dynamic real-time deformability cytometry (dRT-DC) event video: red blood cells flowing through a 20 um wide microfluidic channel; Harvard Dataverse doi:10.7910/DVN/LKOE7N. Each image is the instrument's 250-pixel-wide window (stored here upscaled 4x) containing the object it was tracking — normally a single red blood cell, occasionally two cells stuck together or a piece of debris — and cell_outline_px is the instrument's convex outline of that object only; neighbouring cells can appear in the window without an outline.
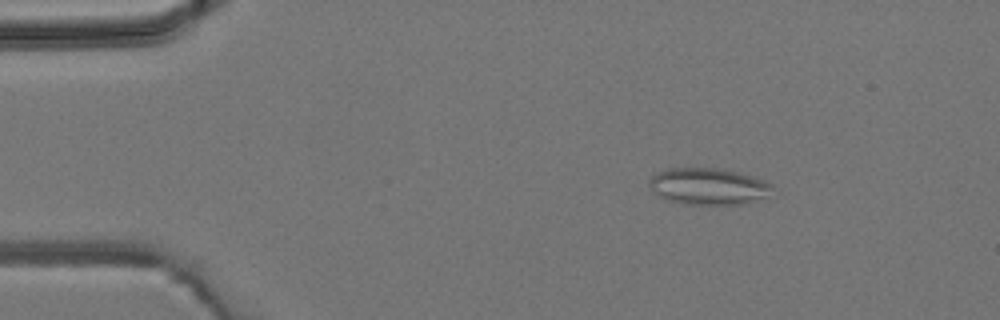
{"species": "common noctule bat (a hibernating species)", "species_latin": "Nyctalus noctula", "temperature_condition": "room temperature", "stored_images_in_passage": 4, "camera_frame_rate_fps": 3000, "um_per_image_px": 0.085, "animal": {"sex": "male", "body_mass_g": 19.2, "forearm_length_mm": 51.8}, "frame": {"image": 1, "passage_image": 2, "time_ms": 2.0, "image_size_px": [1000, 320], "cell_outline_px": [[772, 188], [768, 196], [748, 204], [684, 204], [664, 200], [652, 192], [648, 184], [648, 180], [656, 172], [668, 168], [720, 168], [736, 172], [764, 180], [772, 184]], "centroid_in_image_um": [60.16, 15.85], "position_along_channel_um": 24.8, "area_um2": 26.59}}